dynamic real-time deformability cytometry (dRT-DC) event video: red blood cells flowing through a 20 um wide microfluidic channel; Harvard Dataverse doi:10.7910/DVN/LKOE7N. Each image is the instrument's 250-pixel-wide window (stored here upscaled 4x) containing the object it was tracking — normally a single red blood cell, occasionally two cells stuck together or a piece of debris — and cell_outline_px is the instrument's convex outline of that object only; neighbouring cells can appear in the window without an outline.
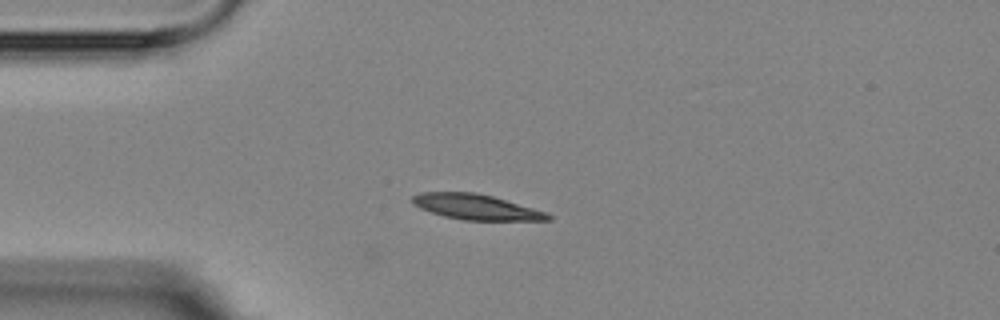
{"species": "Egyptian fruit bat (a non-hibernating species)", "species_latin": "Rousettus aegyptiacus", "temperature_condition": "room temperature", "stored_images_in_passage": 6, "camera_frame_rate_fps": 3000, "um_per_image_px": 0.085, "animal": {"sex": "female"}, "frame": {"image": 1, "passage_image": 3, "time_ms": 2.333, "image_size_px": [1000, 320], "cell_outline_px": [[552, 220], [464, 220], [444, 216], [420, 208], [412, 204], [412, 196], [420, 192], [476, 192], [492, 196], [548, 212], [552, 216]], "centroid_in_image_um": [40.47, 17.59], "position_along_channel_um": 44.5, "area_um2": 20.0}}
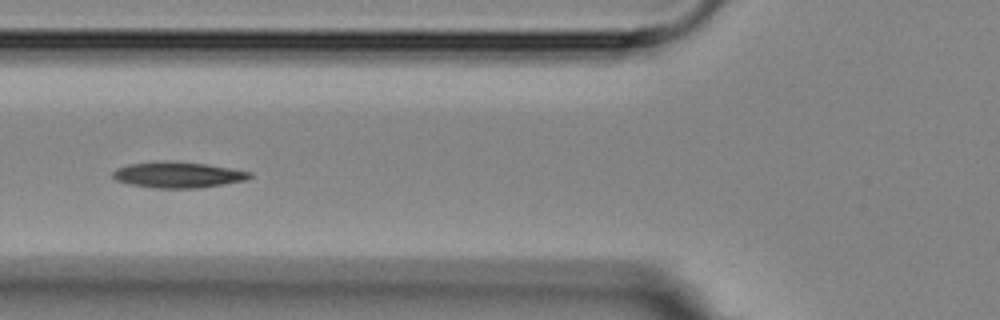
{"frame": {"image": 2, "passage_image": 5, "time_ms": 4.667, "image_size_px": [1000, 320], "cell_outline_px": [[252, 176], [248, 180], [200, 188], [152, 188], [128, 184], [116, 180], [112, 176], [112, 172], [116, 168], [128, 164], [164, 160], [208, 164], [252, 172]], "centroid_in_image_um": [15.12, 14.86], "position_along_channel_um": 110.7, "area_um2": 20.98}}
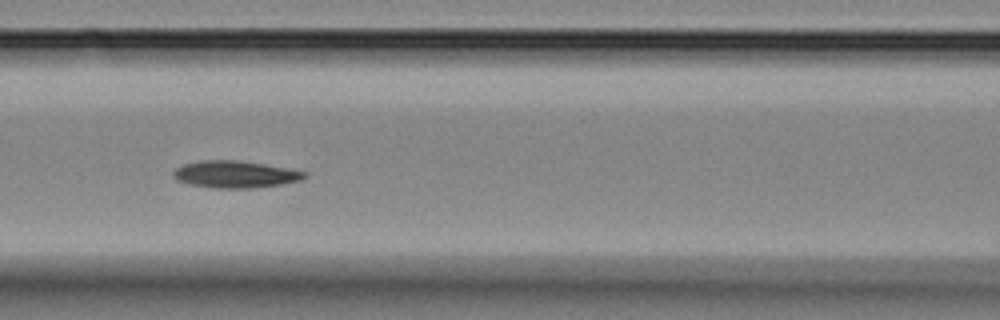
{"frame": {"image": 3, "passage_image": 6, "time_ms": 5.667, "image_size_px": [1000, 320], "cell_outline_px": [[308, 176], [300, 180], [284, 184], [252, 188], [216, 188], [188, 184], [176, 180], [172, 176], [172, 172], [176, 168], [184, 164], [200, 160], [236, 160], [264, 164], [304, 172]], "centroid_in_image_um": [19.93, 14.82], "position_along_channel_um": 146.7, "area_um2": 20.58}}